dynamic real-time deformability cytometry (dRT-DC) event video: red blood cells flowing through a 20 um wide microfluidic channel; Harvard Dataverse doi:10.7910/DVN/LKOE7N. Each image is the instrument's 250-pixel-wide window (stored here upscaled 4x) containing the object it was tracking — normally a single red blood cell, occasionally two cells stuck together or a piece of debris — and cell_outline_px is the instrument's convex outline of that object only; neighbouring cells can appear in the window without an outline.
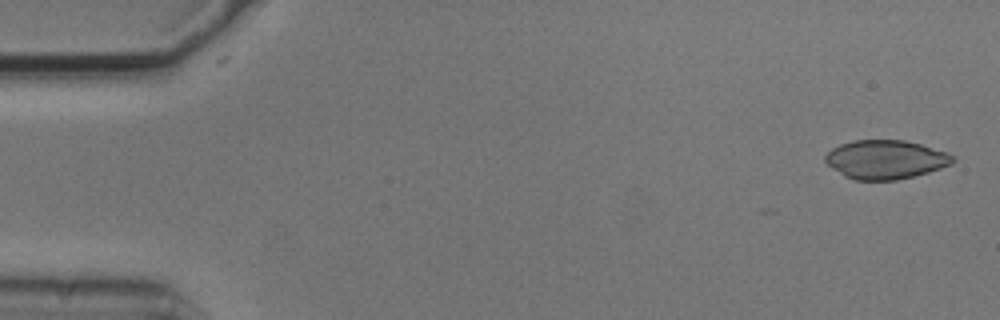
{"species": "common noctule bat (a hibernating species)", "species_latin": "Nyctalus noctula", "temperature_condition": "cold", "stored_images_in_passage": 4, "camera_frame_rate_fps": 3000, "um_per_image_px": 0.085, "animal": {"sex": "male", "body_mass_g": 20.5, "forearm_length_mm": 52.5}, "frame": {"image": 1, "passage_image": 1, "time_ms": 0.0, "image_size_px": [1000, 320], "cell_outline_px": [[956, 160], [952, 164], [928, 172], [896, 180], [856, 180], [844, 176], [832, 168], [824, 160], [824, 156], [832, 148], [840, 144], [852, 140], [904, 140], [920, 144], [948, 152], [956, 156]], "centroid_in_image_um": [75.28, 13.55], "position_along_channel_um": 9.7, "area_um2": 28.96}}